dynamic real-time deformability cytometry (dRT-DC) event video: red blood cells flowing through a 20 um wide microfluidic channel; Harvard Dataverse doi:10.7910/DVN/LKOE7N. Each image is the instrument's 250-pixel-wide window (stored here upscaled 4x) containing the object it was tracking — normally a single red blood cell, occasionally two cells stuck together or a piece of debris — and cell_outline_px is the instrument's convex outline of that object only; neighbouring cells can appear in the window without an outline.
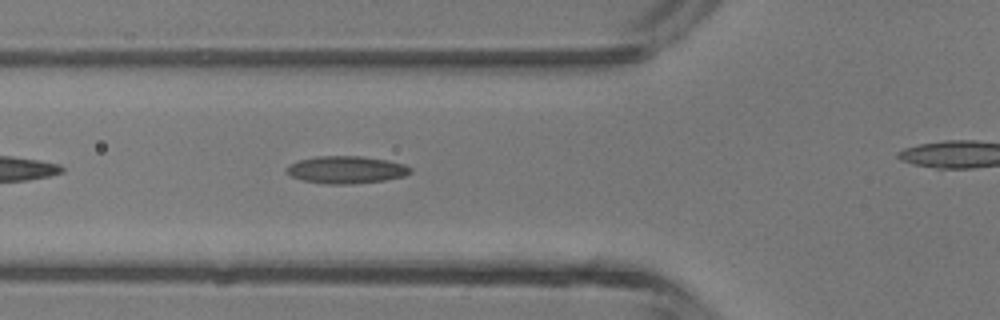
{"species": "common noctule bat (a hibernating species)", "species_latin": "Nyctalus noctula", "temperature_condition": "room temperature", "stored_images_in_passage": 28, "camera_frame_rate_fps": 3000, "um_per_image_px": 0.085, "animal": {"sex": "male", "body_mass_g": 13.3}, "frame": {"image": 1, "passage_image": 6, "time_ms": 1.667, "image_size_px": [1000, 320], "cell_outline_px": [[412, 172], [404, 176], [384, 180], [352, 184], [324, 184], [300, 180], [284, 172], [288, 164], [300, 160], [316, 156], [360, 156], [388, 160], [404, 164], [412, 168]], "centroid_in_image_um": [29.4, 14.43], "position_along_channel_um": 96.4, "area_um2": 19.94}}
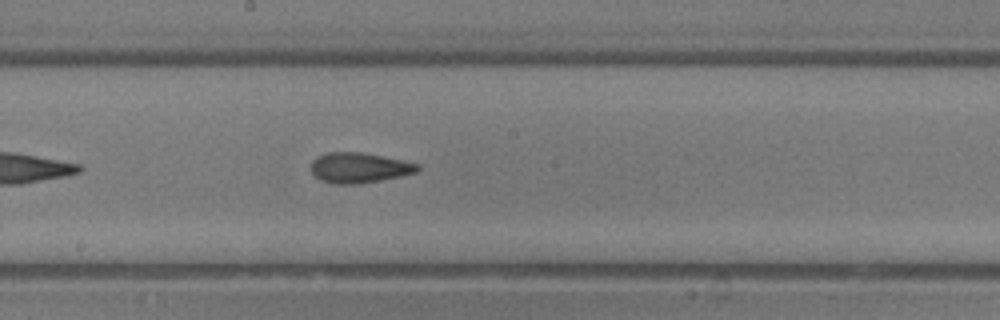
{"frame": {"image": 2, "passage_image": 14, "time_ms": 4.333, "image_size_px": [1000, 320], "cell_outline_px": [[420, 168], [416, 172], [400, 176], [380, 180], [356, 184], [332, 184], [320, 180], [312, 172], [312, 160], [316, 156], [328, 152], [360, 152], [404, 160], [420, 164]], "centroid_in_image_um": [30.52, 14.25], "position_along_channel_um": 217.7, "area_um2": 18.79}}
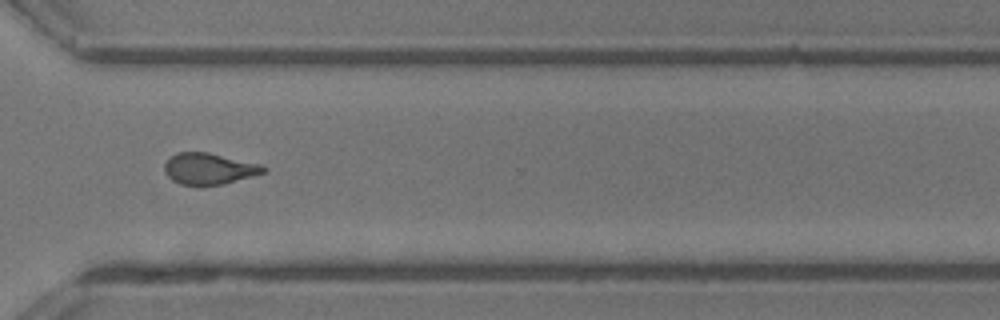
{"frame": {"image": 3, "passage_image": 23, "time_ms": 7.333, "image_size_px": [1000, 320], "cell_outline_px": [[268, 168], [264, 172], [252, 176], [224, 184], [200, 188], [180, 184], [172, 180], [164, 172], [164, 164], [176, 152], [208, 152], [260, 164]], "centroid_in_image_um": [17.74, 14.37], "position_along_channel_um": 352.9, "area_um2": 18.44}, "authors_computed_cell_mechanics": {"area_um2": 18.5249, "velocity_mm_per_s": 4.5133, "shape_relaxation_time_tau1_ms": 8.9506, "shape_relaxation_time_tau2_ms": 2.2172, "deformation_change_tau1": 0.2222, "deformation_change_tau2": 0.1136}}